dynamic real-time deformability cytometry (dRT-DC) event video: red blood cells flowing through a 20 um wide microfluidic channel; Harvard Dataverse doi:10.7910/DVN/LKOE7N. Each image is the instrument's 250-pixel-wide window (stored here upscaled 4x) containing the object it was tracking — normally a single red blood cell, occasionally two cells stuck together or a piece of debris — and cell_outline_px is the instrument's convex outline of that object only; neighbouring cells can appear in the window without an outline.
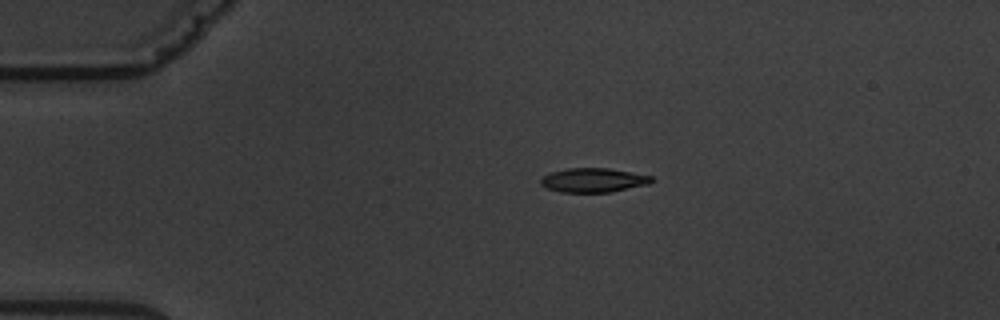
{"species": "common noctule bat (a hibernating species)", "species_latin": "Nyctalus noctula", "temperature_condition": "warm", "stored_images_in_passage": 9, "camera_frame_rate_fps": 3000, "um_per_image_px": 0.085, "animal": {"sex": "male", "body_mass_g": 19.5, "forearm_length_mm": 54.6}, "frame": {"image": 1, "passage_image": 3, "time_ms": 3.333, "image_size_px": [1000, 320], "cell_outline_px": [[656, 180], [648, 184], [612, 192], [560, 192], [548, 188], [540, 184], [540, 180], [544, 176], [552, 172], [568, 168], [608, 168], [652, 176]], "centroid_in_image_um": [50.46, 15.32], "position_along_channel_um": 34.5, "area_um2": 15.55}}
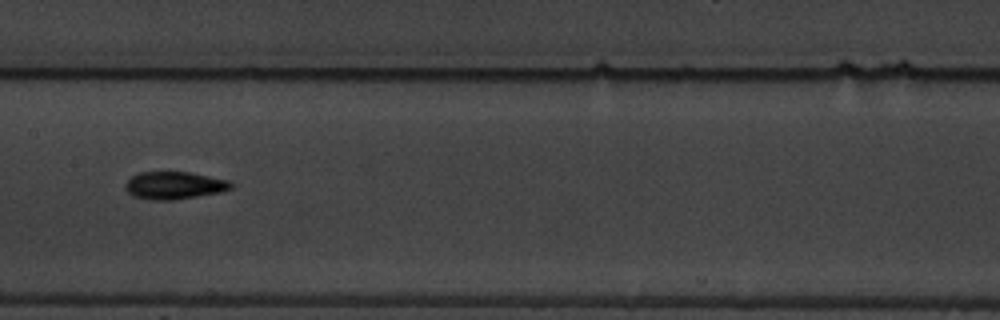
{"frame": {"image": 2, "passage_image": 8, "time_ms": 9.0, "image_size_px": [1000, 320], "cell_outline_px": [[232, 188], [220, 192], [172, 200], [152, 200], [132, 196], [124, 188], [124, 184], [132, 176], [140, 172], [188, 172], [228, 180], [232, 184]], "centroid_in_image_um": [14.76, 15.76], "position_along_channel_um": 192.6, "area_um2": 16.82}}
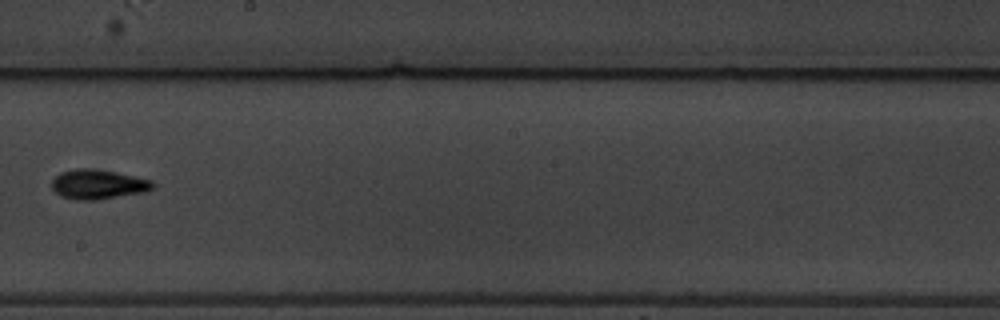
{"frame": {"image": 3, "passage_image": 9, "time_ms": 10.333, "image_size_px": [1000, 320], "cell_outline_px": [[156, 184], [152, 188], [144, 192], [96, 200], [76, 200], [60, 196], [52, 188], [52, 180], [60, 172], [76, 168], [92, 168], [136, 176], [152, 180]], "centroid_in_image_um": [8.33, 15.66], "position_along_channel_um": 239.9, "area_um2": 17.46}}